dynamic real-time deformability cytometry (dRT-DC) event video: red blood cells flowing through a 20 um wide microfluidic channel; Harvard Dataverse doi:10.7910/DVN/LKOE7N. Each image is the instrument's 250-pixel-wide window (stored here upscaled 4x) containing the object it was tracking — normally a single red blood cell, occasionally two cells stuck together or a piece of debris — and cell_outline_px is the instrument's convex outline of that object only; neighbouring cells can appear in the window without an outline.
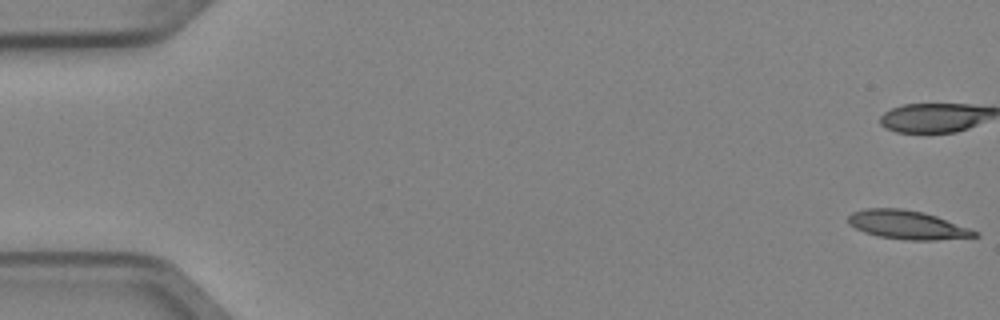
{"species": "Egyptian fruit bat (a non-hibernating species)", "species_latin": "Rousettus aegyptiacus", "temperature_condition": "cold", "stored_images_in_passage": 4, "segment_of_instrument_passage": [2, 2], "camera_frame_rate_fps": 3000, "um_per_image_px": 0.085, "animal": {"sex": "female"}, "frame": {"image": 1, "passage_image": 4, "time_ms": 1.0, "image_size_px": [1000, 320], "cell_outline_px": [[980, 236], [936, 240], [908, 240], [880, 236], [864, 232], [848, 224], [848, 216], [852, 212], [864, 208], [904, 208], [924, 212], [936, 216], [980, 232]], "centroid_in_image_um": [77.12, 19.1], "position_along_channel_um": 7.9, "area_um2": 21.15}}